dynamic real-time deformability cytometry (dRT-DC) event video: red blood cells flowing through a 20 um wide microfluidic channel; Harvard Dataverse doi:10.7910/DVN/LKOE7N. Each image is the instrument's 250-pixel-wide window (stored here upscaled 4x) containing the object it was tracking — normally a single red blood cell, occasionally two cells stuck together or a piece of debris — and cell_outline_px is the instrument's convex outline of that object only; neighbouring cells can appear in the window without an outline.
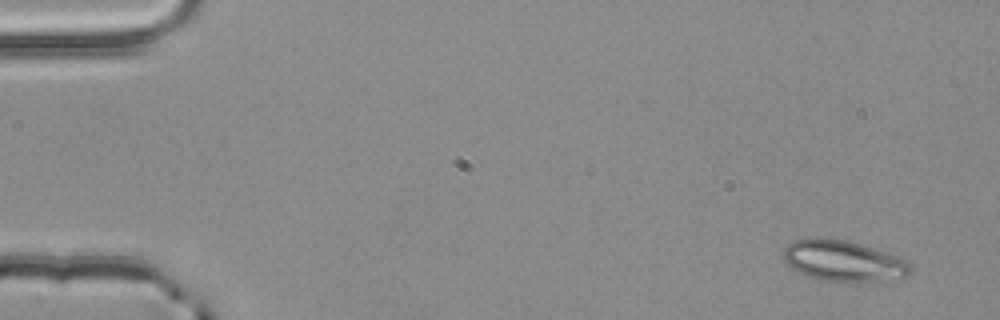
{"species": "common noctule bat (a hibernating species)", "species_latin": "Nyctalus noctula", "temperature_condition": "room temperature", "stored_images_in_passage": 4, "camera_frame_rate_fps": 3000, "um_per_image_px": 0.085, "animal": {"sex": "male", "body_mass_g": 20.4}, "frame": {"image": 1, "passage_image": 1, "time_ms": 0.0, "image_size_px": [1000, 320], "cell_outline_px": [[912, 268], [908, 276], [848, 284], [820, 280], [800, 272], [792, 268], [784, 260], [784, 248], [792, 240], [804, 236], [816, 236], [844, 240], [860, 244], [908, 260], [912, 264]], "centroid_in_image_um": [71.65, 22.17], "position_along_channel_um": 13.3, "area_um2": 30.75}}